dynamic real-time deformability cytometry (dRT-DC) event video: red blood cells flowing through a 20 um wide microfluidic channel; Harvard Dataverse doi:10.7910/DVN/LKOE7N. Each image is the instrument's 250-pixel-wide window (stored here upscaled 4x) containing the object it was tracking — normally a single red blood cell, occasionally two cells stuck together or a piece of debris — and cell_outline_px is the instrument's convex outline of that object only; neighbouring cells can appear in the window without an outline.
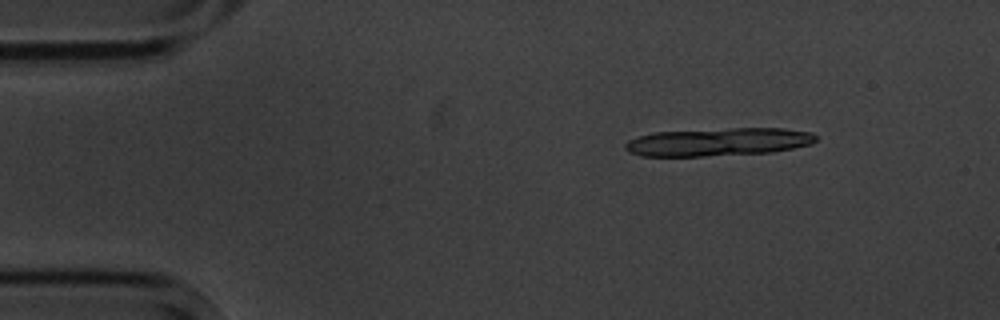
{"species": "common noctule bat (a hibernating species)", "species_latin": "Nyctalus noctula", "temperature_condition": "cold", "stored_images_in_passage": 5, "segment_of_instrument_passage": [1, 2], "camera_frame_rate_fps": 3000, "um_per_image_px": 0.085, "animal": {"sex": "male", "body_mass_g": 20.1, "forearm_length_mm": 53.5}, "frame": {"image": 1, "passage_image": 1, "time_ms": 0.0, "image_size_px": [1000, 320], "cell_outline_px": [[816, 140], [812, 144], [772, 152], [704, 156], [640, 156], [628, 152], [624, 148], [624, 144], [628, 140], [640, 136], [656, 132], [732, 128], [784, 128], [812, 132], [816, 136]], "centroid_in_image_um": [61.05, 12.06], "position_along_channel_um": 23.9, "area_um2": 31.15}}